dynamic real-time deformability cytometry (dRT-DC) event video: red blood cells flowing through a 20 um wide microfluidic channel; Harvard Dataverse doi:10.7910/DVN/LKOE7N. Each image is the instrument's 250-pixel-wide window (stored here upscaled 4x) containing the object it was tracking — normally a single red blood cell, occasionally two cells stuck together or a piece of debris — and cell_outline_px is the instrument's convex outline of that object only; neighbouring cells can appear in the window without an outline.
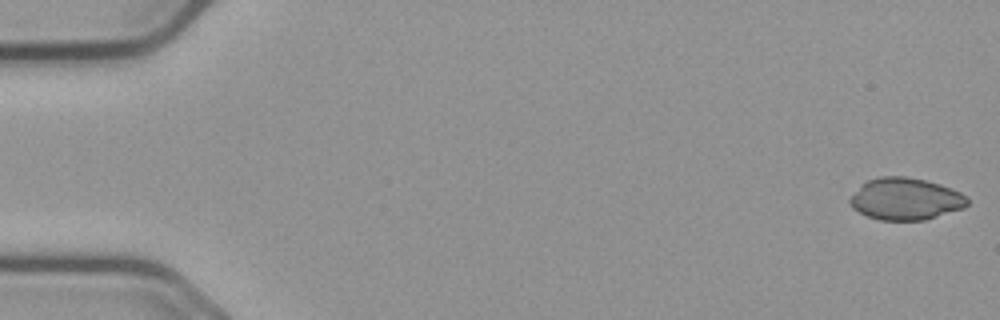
{"species": "common noctule bat (a hibernating species)", "species_latin": "Nyctalus noctula", "temperature_condition": "cold", "stored_images_in_passage": 56, "camera_frame_rate_fps": 3000, "um_per_image_px": 0.085, "animal": {"sex": "male", "body_mass_g": 23.1, "forearm_length_mm": 52.7}, "frame": {"image": 1, "passage_image": 1, "time_ms": 0.0, "image_size_px": [1000, 320], "cell_outline_px": [[968, 204], [964, 208], [924, 220], [880, 220], [868, 216], [852, 208], [848, 200], [860, 184], [868, 180], [880, 176], [904, 176], [924, 180], [940, 184], [960, 192], [968, 196]], "centroid_in_image_um": [76.96, 16.9], "position_along_channel_um": 8.0, "area_um2": 28.78}}